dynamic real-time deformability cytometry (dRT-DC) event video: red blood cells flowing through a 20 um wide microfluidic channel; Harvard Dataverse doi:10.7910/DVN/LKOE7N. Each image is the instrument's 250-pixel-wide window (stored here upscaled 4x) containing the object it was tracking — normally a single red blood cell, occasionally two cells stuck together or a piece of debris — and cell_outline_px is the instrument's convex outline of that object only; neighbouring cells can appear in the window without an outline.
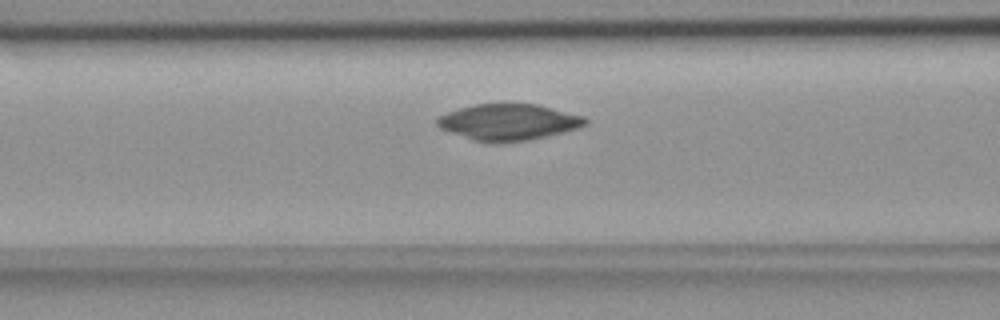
{"species": "common noctule bat (a hibernating species)", "species_latin": "Nyctalus noctula", "temperature_condition": "room temperature", "stored_images_in_passage": 46, "camera_frame_rate_fps": 3000, "um_per_image_px": 0.085, "animal": {"sex": "female", "body_mass_g": 18.4}, "frame": {"image": 1, "passage_image": 13, "time_ms": 4.0, "image_size_px": [1000, 320], "cell_outline_px": [[588, 124], [580, 128], [528, 140], [496, 144], [472, 140], [440, 128], [436, 124], [436, 116], [460, 108], [476, 104], [536, 104], [584, 116], [588, 120]], "centroid_in_image_um": [43.22, 10.39], "position_along_channel_um": 123.4, "area_um2": 31.39}}
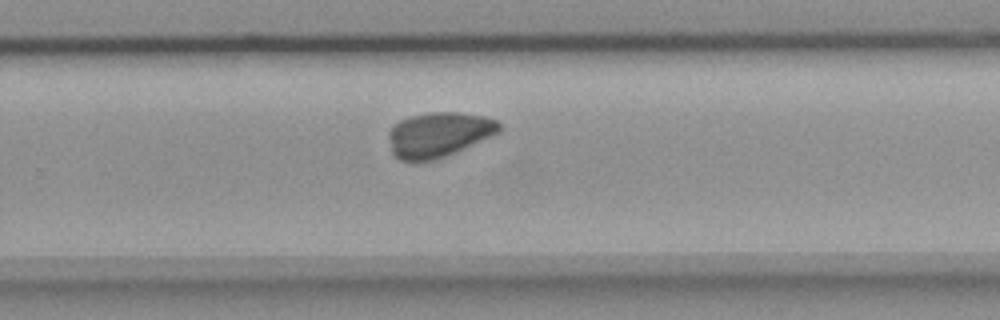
{"frame": {"image": 2, "passage_image": 27, "time_ms": 8.667, "image_size_px": [1000, 320], "cell_outline_px": [[500, 132], [456, 152], [436, 160], [400, 160], [392, 152], [388, 136], [388, 132], [400, 120], [412, 116], [432, 112], [456, 112], [484, 116], [496, 120], [500, 124]], "centroid_in_image_um": [37.3, 11.44], "position_along_channel_um": 292.5, "area_um2": 28.61}}
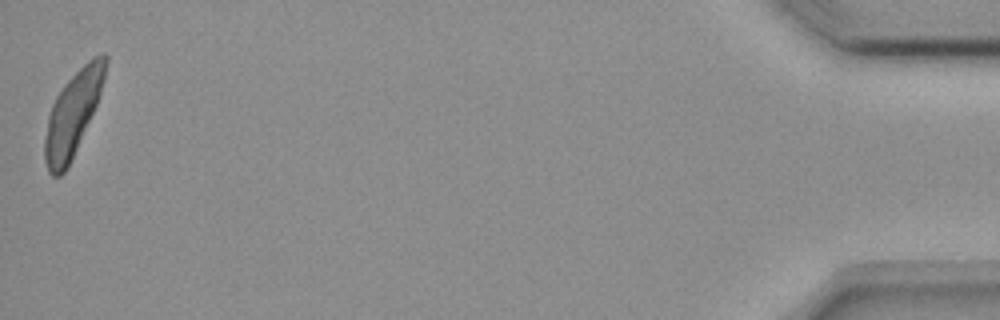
{"frame": {"image": 3, "passage_image": 46, "time_ms": 15.0, "image_size_px": [1000, 320], "cell_outline_px": [[108, 60], [104, 80], [96, 104], [68, 168], [60, 176], [52, 176], [48, 172], [44, 160], [44, 140], [48, 116], [52, 104], [56, 96], [64, 84], [92, 56], [100, 52], [104, 52], [108, 56]], "centroid_in_image_um": [6.18, 9.66], "position_along_channel_um": 429.0, "area_um2": 29.48}, "authors_computed_cell_mechanics": {"area_um2": 29.6803, "velocity_mm_per_s": 3.6361, "shape_relaxation_time_tau1_ms": 6.1045, "shape_relaxation_time_tau2_ms": null, "deformation_change_tau1": 0.2451, "deformation_change_tau2": null}}